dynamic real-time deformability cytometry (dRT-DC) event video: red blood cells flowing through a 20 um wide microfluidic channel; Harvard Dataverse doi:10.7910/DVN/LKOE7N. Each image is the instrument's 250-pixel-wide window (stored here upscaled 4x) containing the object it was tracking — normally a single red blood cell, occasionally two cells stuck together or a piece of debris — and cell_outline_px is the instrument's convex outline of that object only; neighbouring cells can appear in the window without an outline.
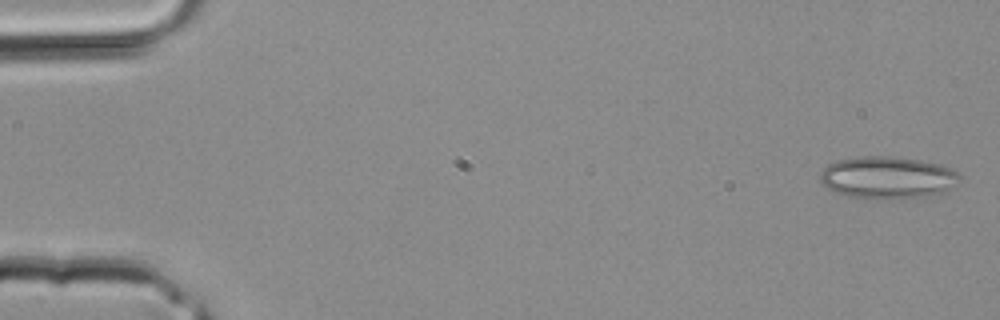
{"species": "common noctule bat (a hibernating species)", "species_latin": "Nyctalus noctula", "temperature_condition": "room temperature", "stored_images_in_passage": 4, "segment_of_instrument_passage": [2, 2], "camera_frame_rate_fps": 3000, "um_per_image_px": 0.085, "animal": {"sex": "male", "body_mass_g": 20.4}, "frame": {"image": 1, "passage_image": 4, "time_ms": 1.0, "image_size_px": [1000, 320], "cell_outline_px": [[964, 176], [952, 188], [944, 192], [904, 200], [876, 200], [848, 196], [836, 192], [828, 188], [820, 180], [820, 172], [828, 164], [836, 160], [856, 156], [900, 156], [940, 164], [952, 168], [960, 172]], "centroid_in_image_um": [75.49, 15.1], "position_along_channel_um": 9.5, "area_um2": 35.37}}